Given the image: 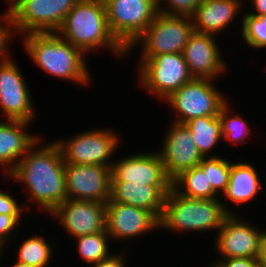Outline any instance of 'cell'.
Listing matches in <instances>:
<instances>
[{
  "mask_svg": "<svg viewBox=\"0 0 266 267\" xmlns=\"http://www.w3.org/2000/svg\"><path fill=\"white\" fill-rule=\"evenodd\" d=\"M43 142L47 141H43L41 136L4 177L26 186L27 203L35 202L37 208L50 214L67 199L65 163L61 150L54 141L46 144Z\"/></svg>",
  "mask_w": 266,
  "mask_h": 267,
  "instance_id": "cell-1",
  "label": "cell"
},
{
  "mask_svg": "<svg viewBox=\"0 0 266 267\" xmlns=\"http://www.w3.org/2000/svg\"><path fill=\"white\" fill-rule=\"evenodd\" d=\"M22 36L25 52L42 72L83 86L92 83L86 55L56 32Z\"/></svg>",
  "mask_w": 266,
  "mask_h": 267,
  "instance_id": "cell-2",
  "label": "cell"
},
{
  "mask_svg": "<svg viewBox=\"0 0 266 267\" xmlns=\"http://www.w3.org/2000/svg\"><path fill=\"white\" fill-rule=\"evenodd\" d=\"M56 33L86 56L98 49H107L119 58L127 55L109 29L104 0H79Z\"/></svg>",
  "mask_w": 266,
  "mask_h": 267,
  "instance_id": "cell-3",
  "label": "cell"
},
{
  "mask_svg": "<svg viewBox=\"0 0 266 267\" xmlns=\"http://www.w3.org/2000/svg\"><path fill=\"white\" fill-rule=\"evenodd\" d=\"M220 199H190L173 188L165 197L159 229L167 231L218 232L229 213Z\"/></svg>",
  "mask_w": 266,
  "mask_h": 267,
  "instance_id": "cell-4",
  "label": "cell"
},
{
  "mask_svg": "<svg viewBox=\"0 0 266 267\" xmlns=\"http://www.w3.org/2000/svg\"><path fill=\"white\" fill-rule=\"evenodd\" d=\"M194 32L191 17L167 16L158 12L144 33L127 50L140 46V60H147L160 54L183 53L189 36Z\"/></svg>",
  "mask_w": 266,
  "mask_h": 267,
  "instance_id": "cell-5",
  "label": "cell"
},
{
  "mask_svg": "<svg viewBox=\"0 0 266 267\" xmlns=\"http://www.w3.org/2000/svg\"><path fill=\"white\" fill-rule=\"evenodd\" d=\"M117 133L107 127L94 128L83 130L68 140L59 138L54 142L59 146L65 164L112 167L115 159L111 157L121 145L122 139Z\"/></svg>",
  "mask_w": 266,
  "mask_h": 267,
  "instance_id": "cell-6",
  "label": "cell"
},
{
  "mask_svg": "<svg viewBox=\"0 0 266 267\" xmlns=\"http://www.w3.org/2000/svg\"><path fill=\"white\" fill-rule=\"evenodd\" d=\"M214 82L217 81L194 78L167 97L163 102L175 112L173 122L184 124L200 116L219 115L222 107L230 100Z\"/></svg>",
  "mask_w": 266,
  "mask_h": 267,
  "instance_id": "cell-7",
  "label": "cell"
},
{
  "mask_svg": "<svg viewBox=\"0 0 266 267\" xmlns=\"http://www.w3.org/2000/svg\"><path fill=\"white\" fill-rule=\"evenodd\" d=\"M138 63L139 85L160 101L194 79L182 53L160 54Z\"/></svg>",
  "mask_w": 266,
  "mask_h": 267,
  "instance_id": "cell-8",
  "label": "cell"
},
{
  "mask_svg": "<svg viewBox=\"0 0 266 267\" xmlns=\"http://www.w3.org/2000/svg\"><path fill=\"white\" fill-rule=\"evenodd\" d=\"M112 35L128 50L158 13L157 0H104Z\"/></svg>",
  "mask_w": 266,
  "mask_h": 267,
  "instance_id": "cell-9",
  "label": "cell"
},
{
  "mask_svg": "<svg viewBox=\"0 0 266 267\" xmlns=\"http://www.w3.org/2000/svg\"><path fill=\"white\" fill-rule=\"evenodd\" d=\"M79 0H19L11 8L17 35L56 32Z\"/></svg>",
  "mask_w": 266,
  "mask_h": 267,
  "instance_id": "cell-10",
  "label": "cell"
},
{
  "mask_svg": "<svg viewBox=\"0 0 266 267\" xmlns=\"http://www.w3.org/2000/svg\"><path fill=\"white\" fill-rule=\"evenodd\" d=\"M22 74L12 58L0 62V111L3 119L32 123L37 116L36 108Z\"/></svg>",
  "mask_w": 266,
  "mask_h": 267,
  "instance_id": "cell-11",
  "label": "cell"
},
{
  "mask_svg": "<svg viewBox=\"0 0 266 267\" xmlns=\"http://www.w3.org/2000/svg\"><path fill=\"white\" fill-rule=\"evenodd\" d=\"M239 215V213L229 214L215 235L214 246L218 251L216 253L219 254L217 259L232 257L257 259L260 240L264 231L257 229L253 224H250L251 222Z\"/></svg>",
  "mask_w": 266,
  "mask_h": 267,
  "instance_id": "cell-12",
  "label": "cell"
},
{
  "mask_svg": "<svg viewBox=\"0 0 266 267\" xmlns=\"http://www.w3.org/2000/svg\"><path fill=\"white\" fill-rule=\"evenodd\" d=\"M112 167L65 164L67 199L107 203L110 200Z\"/></svg>",
  "mask_w": 266,
  "mask_h": 267,
  "instance_id": "cell-13",
  "label": "cell"
},
{
  "mask_svg": "<svg viewBox=\"0 0 266 267\" xmlns=\"http://www.w3.org/2000/svg\"><path fill=\"white\" fill-rule=\"evenodd\" d=\"M161 157L167 177L173 181L182 172L199 165L204 158L195 144L192 133L185 124L173 122L167 126Z\"/></svg>",
  "mask_w": 266,
  "mask_h": 267,
  "instance_id": "cell-14",
  "label": "cell"
},
{
  "mask_svg": "<svg viewBox=\"0 0 266 267\" xmlns=\"http://www.w3.org/2000/svg\"><path fill=\"white\" fill-rule=\"evenodd\" d=\"M50 215L73 238L106 230L105 203L66 199Z\"/></svg>",
  "mask_w": 266,
  "mask_h": 267,
  "instance_id": "cell-15",
  "label": "cell"
},
{
  "mask_svg": "<svg viewBox=\"0 0 266 267\" xmlns=\"http://www.w3.org/2000/svg\"><path fill=\"white\" fill-rule=\"evenodd\" d=\"M158 228L159 220L145 209L111 200L106 203V232L112 241L135 240Z\"/></svg>",
  "mask_w": 266,
  "mask_h": 267,
  "instance_id": "cell-16",
  "label": "cell"
},
{
  "mask_svg": "<svg viewBox=\"0 0 266 267\" xmlns=\"http://www.w3.org/2000/svg\"><path fill=\"white\" fill-rule=\"evenodd\" d=\"M215 38V35L195 31L189 36L182 54L193 78L216 81L228 71Z\"/></svg>",
  "mask_w": 266,
  "mask_h": 267,
  "instance_id": "cell-17",
  "label": "cell"
},
{
  "mask_svg": "<svg viewBox=\"0 0 266 267\" xmlns=\"http://www.w3.org/2000/svg\"><path fill=\"white\" fill-rule=\"evenodd\" d=\"M119 159L114 160L111 181L172 186V181L167 177L158 152L132 153Z\"/></svg>",
  "mask_w": 266,
  "mask_h": 267,
  "instance_id": "cell-18",
  "label": "cell"
},
{
  "mask_svg": "<svg viewBox=\"0 0 266 267\" xmlns=\"http://www.w3.org/2000/svg\"><path fill=\"white\" fill-rule=\"evenodd\" d=\"M30 122L23 120L0 119V167L4 175H8L19 160L41 137L37 133H29ZM5 167V168H4Z\"/></svg>",
  "mask_w": 266,
  "mask_h": 267,
  "instance_id": "cell-19",
  "label": "cell"
},
{
  "mask_svg": "<svg viewBox=\"0 0 266 267\" xmlns=\"http://www.w3.org/2000/svg\"><path fill=\"white\" fill-rule=\"evenodd\" d=\"M172 186H150L145 183L111 181L110 200L151 212L160 220L165 197Z\"/></svg>",
  "mask_w": 266,
  "mask_h": 267,
  "instance_id": "cell-20",
  "label": "cell"
},
{
  "mask_svg": "<svg viewBox=\"0 0 266 267\" xmlns=\"http://www.w3.org/2000/svg\"><path fill=\"white\" fill-rule=\"evenodd\" d=\"M241 0H202L191 16L194 31L218 35L236 20Z\"/></svg>",
  "mask_w": 266,
  "mask_h": 267,
  "instance_id": "cell-21",
  "label": "cell"
},
{
  "mask_svg": "<svg viewBox=\"0 0 266 267\" xmlns=\"http://www.w3.org/2000/svg\"><path fill=\"white\" fill-rule=\"evenodd\" d=\"M261 180L257 172L256 167L247 161L234 162L231 164V170L229 175V183L227 185L226 191L221 194L223 199L221 201L224 209L229 214H238L227 206V201L233 204H247L254 200L255 197L259 196L260 190H262ZM227 200V201H226Z\"/></svg>",
  "mask_w": 266,
  "mask_h": 267,
  "instance_id": "cell-22",
  "label": "cell"
},
{
  "mask_svg": "<svg viewBox=\"0 0 266 267\" xmlns=\"http://www.w3.org/2000/svg\"><path fill=\"white\" fill-rule=\"evenodd\" d=\"M184 124L192 133L193 140L204 158L218 157L211 152L217 147L216 145L223 140L222 122L219 115L200 116L189 120Z\"/></svg>",
  "mask_w": 266,
  "mask_h": 267,
  "instance_id": "cell-23",
  "label": "cell"
},
{
  "mask_svg": "<svg viewBox=\"0 0 266 267\" xmlns=\"http://www.w3.org/2000/svg\"><path fill=\"white\" fill-rule=\"evenodd\" d=\"M172 188L181 196L190 199H219L207 174L198 165L182 172L172 181Z\"/></svg>",
  "mask_w": 266,
  "mask_h": 267,
  "instance_id": "cell-24",
  "label": "cell"
},
{
  "mask_svg": "<svg viewBox=\"0 0 266 267\" xmlns=\"http://www.w3.org/2000/svg\"><path fill=\"white\" fill-rule=\"evenodd\" d=\"M17 248L16 259L19 262L29 264L34 267H48L54 254V247L44 236H31L21 241Z\"/></svg>",
  "mask_w": 266,
  "mask_h": 267,
  "instance_id": "cell-25",
  "label": "cell"
},
{
  "mask_svg": "<svg viewBox=\"0 0 266 267\" xmlns=\"http://www.w3.org/2000/svg\"><path fill=\"white\" fill-rule=\"evenodd\" d=\"M74 239L77 241L75 244L77 245L78 256L88 265L98 263L112 255V250L111 252L109 250L111 237L106 230Z\"/></svg>",
  "mask_w": 266,
  "mask_h": 267,
  "instance_id": "cell-26",
  "label": "cell"
},
{
  "mask_svg": "<svg viewBox=\"0 0 266 267\" xmlns=\"http://www.w3.org/2000/svg\"><path fill=\"white\" fill-rule=\"evenodd\" d=\"M230 105L231 103L227 102L219 113L223 140L234 145L246 144L247 137L251 134L249 123L239 113L233 114Z\"/></svg>",
  "mask_w": 266,
  "mask_h": 267,
  "instance_id": "cell-27",
  "label": "cell"
},
{
  "mask_svg": "<svg viewBox=\"0 0 266 267\" xmlns=\"http://www.w3.org/2000/svg\"><path fill=\"white\" fill-rule=\"evenodd\" d=\"M232 162L229 159L223 158L221 155L218 157L203 158L199 166L207 174V178L213 190L220 195L226 191L229 183V175Z\"/></svg>",
  "mask_w": 266,
  "mask_h": 267,
  "instance_id": "cell-28",
  "label": "cell"
},
{
  "mask_svg": "<svg viewBox=\"0 0 266 267\" xmlns=\"http://www.w3.org/2000/svg\"><path fill=\"white\" fill-rule=\"evenodd\" d=\"M241 37L249 49L255 51L266 48V14L260 16L244 13L241 17Z\"/></svg>",
  "mask_w": 266,
  "mask_h": 267,
  "instance_id": "cell-29",
  "label": "cell"
},
{
  "mask_svg": "<svg viewBox=\"0 0 266 267\" xmlns=\"http://www.w3.org/2000/svg\"><path fill=\"white\" fill-rule=\"evenodd\" d=\"M202 0H157L158 12L167 16L191 17Z\"/></svg>",
  "mask_w": 266,
  "mask_h": 267,
  "instance_id": "cell-30",
  "label": "cell"
},
{
  "mask_svg": "<svg viewBox=\"0 0 266 267\" xmlns=\"http://www.w3.org/2000/svg\"><path fill=\"white\" fill-rule=\"evenodd\" d=\"M17 36L14 28V19L11 10L7 11L0 16V62L11 59L9 52L10 43L12 39ZM9 52V53H8Z\"/></svg>",
  "mask_w": 266,
  "mask_h": 267,
  "instance_id": "cell-31",
  "label": "cell"
},
{
  "mask_svg": "<svg viewBox=\"0 0 266 267\" xmlns=\"http://www.w3.org/2000/svg\"><path fill=\"white\" fill-rule=\"evenodd\" d=\"M21 215H5L0 214V248L2 250L8 247L12 236L18 230L19 223L21 222Z\"/></svg>",
  "mask_w": 266,
  "mask_h": 267,
  "instance_id": "cell-32",
  "label": "cell"
},
{
  "mask_svg": "<svg viewBox=\"0 0 266 267\" xmlns=\"http://www.w3.org/2000/svg\"><path fill=\"white\" fill-rule=\"evenodd\" d=\"M27 204L18 203L17 199L11 195V193L0 191V214L5 215H22L26 209L24 207ZM24 206V207H23Z\"/></svg>",
  "mask_w": 266,
  "mask_h": 267,
  "instance_id": "cell-33",
  "label": "cell"
},
{
  "mask_svg": "<svg viewBox=\"0 0 266 267\" xmlns=\"http://www.w3.org/2000/svg\"><path fill=\"white\" fill-rule=\"evenodd\" d=\"M210 265L207 267H260L257 259L245 257L214 259V262L210 263Z\"/></svg>",
  "mask_w": 266,
  "mask_h": 267,
  "instance_id": "cell-34",
  "label": "cell"
},
{
  "mask_svg": "<svg viewBox=\"0 0 266 267\" xmlns=\"http://www.w3.org/2000/svg\"><path fill=\"white\" fill-rule=\"evenodd\" d=\"M122 253H115L107 259L101 260L98 263L90 265V267H128L126 265V255Z\"/></svg>",
  "mask_w": 266,
  "mask_h": 267,
  "instance_id": "cell-35",
  "label": "cell"
},
{
  "mask_svg": "<svg viewBox=\"0 0 266 267\" xmlns=\"http://www.w3.org/2000/svg\"><path fill=\"white\" fill-rule=\"evenodd\" d=\"M250 5L252 6V9L249 12L246 11V13L254 16H260L266 14V0H249ZM253 11V12H252Z\"/></svg>",
  "mask_w": 266,
  "mask_h": 267,
  "instance_id": "cell-36",
  "label": "cell"
},
{
  "mask_svg": "<svg viewBox=\"0 0 266 267\" xmlns=\"http://www.w3.org/2000/svg\"><path fill=\"white\" fill-rule=\"evenodd\" d=\"M257 261L260 267H266V229L264 230V233L260 240V247H259Z\"/></svg>",
  "mask_w": 266,
  "mask_h": 267,
  "instance_id": "cell-37",
  "label": "cell"
},
{
  "mask_svg": "<svg viewBox=\"0 0 266 267\" xmlns=\"http://www.w3.org/2000/svg\"><path fill=\"white\" fill-rule=\"evenodd\" d=\"M8 266L9 267H34V266L29 265V264L19 262L17 260H15V262L12 265L9 264Z\"/></svg>",
  "mask_w": 266,
  "mask_h": 267,
  "instance_id": "cell-38",
  "label": "cell"
},
{
  "mask_svg": "<svg viewBox=\"0 0 266 267\" xmlns=\"http://www.w3.org/2000/svg\"><path fill=\"white\" fill-rule=\"evenodd\" d=\"M17 1H19V0H7L6 2L7 3H9L8 5H9V9L17 2Z\"/></svg>",
  "mask_w": 266,
  "mask_h": 267,
  "instance_id": "cell-39",
  "label": "cell"
},
{
  "mask_svg": "<svg viewBox=\"0 0 266 267\" xmlns=\"http://www.w3.org/2000/svg\"><path fill=\"white\" fill-rule=\"evenodd\" d=\"M5 250H2L1 248H0V261L2 262V260H1V257L5 254ZM4 253V254H3ZM1 264V263H0Z\"/></svg>",
  "mask_w": 266,
  "mask_h": 267,
  "instance_id": "cell-40",
  "label": "cell"
}]
</instances>
